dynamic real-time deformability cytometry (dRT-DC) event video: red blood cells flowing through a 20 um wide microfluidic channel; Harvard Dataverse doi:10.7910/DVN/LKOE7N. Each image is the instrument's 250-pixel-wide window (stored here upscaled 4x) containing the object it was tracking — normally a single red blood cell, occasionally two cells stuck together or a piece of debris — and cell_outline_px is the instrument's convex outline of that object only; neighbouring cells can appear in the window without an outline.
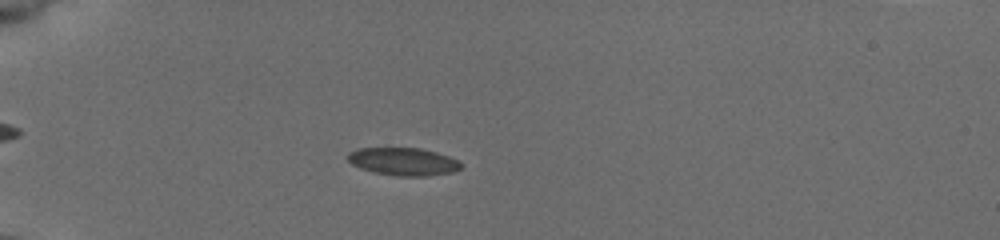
{"species": "common noctule bat (a hibernating species)", "species_latin": "Nyctalus noctula", "temperature_condition": "cold", "stored_images_in_passage": 54, "camera_frame_rate_fps": 3000, "um_per_image_px": 0.085, "animal": {"sex": "female", "body_mass_g": 19.5, "forearm_length_mm": 54.1}, "frame": {"image": 1, "passage_image": 17, "time_ms": 5.333, "image_size_px": [1000, 240], "cell_outline_px": [[464, 164], [460, 168], [452, 172], [428, 176], [400, 176], [372, 172], [360, 168], [352, 164], [348, 160], [348, 152], [356, 148], [420, 148], [436, 152], [460, 160]], "centroid_in_image_um": [34.29, 13.73], "position_along_channel_um": 50.7, "area_um2": 18.44}}
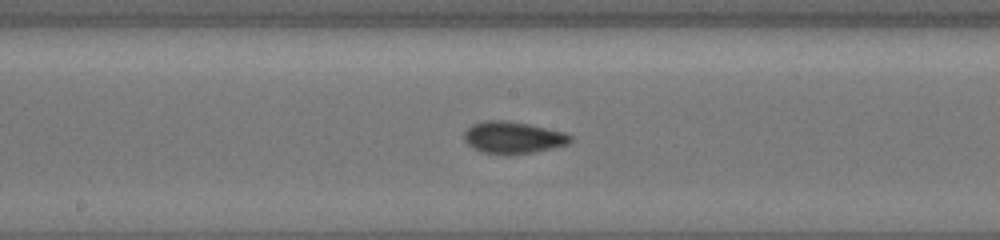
{"frame": {"image": 2, "passage_image": 31, "time_ms": 10.0, "image_size_px": [1000, 240], "cell_outline_px": [[572, 140], [568, 144], [552, 148], [532, 152], [508, 156], [480, 152], [472, 148], [464, 140], [464, 132], [472, 124], [484, 120], [504, 120], [528, 124], [564, 132], [572, 136]], "centroid_in_image_um": [43.57, 11.71], "position_along_channel_um": 204.6, "area_um2": 20.0}}
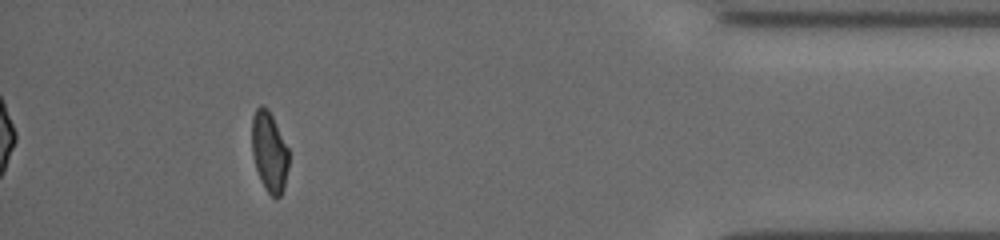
{"frame": {"image": 3, "passage_image": 50, "time_ms": 16.333, "image_size_px": [1000, 240], "cell_outline_px": [[288, 168], [284, 188], [280, 196], [276, 200], [264, 188], [260, 180], [256, 168], [252, 152], [252, 116], [256, 108], [260, 104], [268, 108], [288, 148]], "centroid_in_image_um": [22.88, 12.91], "position_along_channel_um": 412.3, "area_um2": 17.28}, "authors_computed_cell_mechanics": {"area_um2": 18.0914, "velocity_mm_per_s": 3.9297, "shape_relaxation_time_tau1_ms": 4.9301, "shape_relaxation_time_tau2_ms": 2.62, "deformation_change_tau1": 0.116, "deformation_change_tau2": 0.0653}}